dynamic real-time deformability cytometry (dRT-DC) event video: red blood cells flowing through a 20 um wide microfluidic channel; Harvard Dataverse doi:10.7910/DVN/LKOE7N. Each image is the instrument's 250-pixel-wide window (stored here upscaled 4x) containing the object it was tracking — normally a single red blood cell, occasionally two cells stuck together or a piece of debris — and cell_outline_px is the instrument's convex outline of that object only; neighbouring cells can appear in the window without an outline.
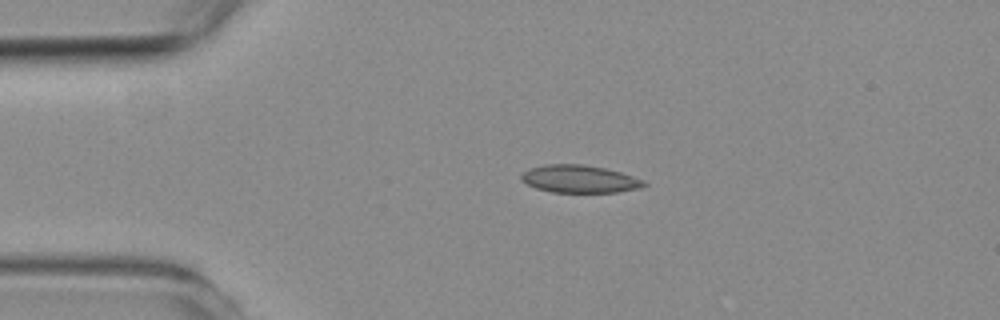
{"species": "common noctule bat (a hibernating species)", "species_latin": "Nyctalus noctula", "temperature_condition": "room temperature", "stored_images_in_passage": 5, "camera_frame_rate_fps": 3000, "um_per_image_px": 0.085, "animal": {"sex": "female", "body_mass_g": 19.3, "forearm_length_mm": 54.1}, "frame": {"image": 1, "passage_image": 2, "time_ms": 1.667, "image_size_px": [1000, 320], "cell_outline_px": [[648, 184], [644, 188], [616, 192], [552, 192], [536, 188], [520, 180], [520, 176], [528, 168], [544, 164], [580, 164], [604, 168], [620, 172], [644, 180]], "centroid_in_image_um": [49.26, 15.21], "position_along_channel_um": 35.7, "area_um2": 19.83}}
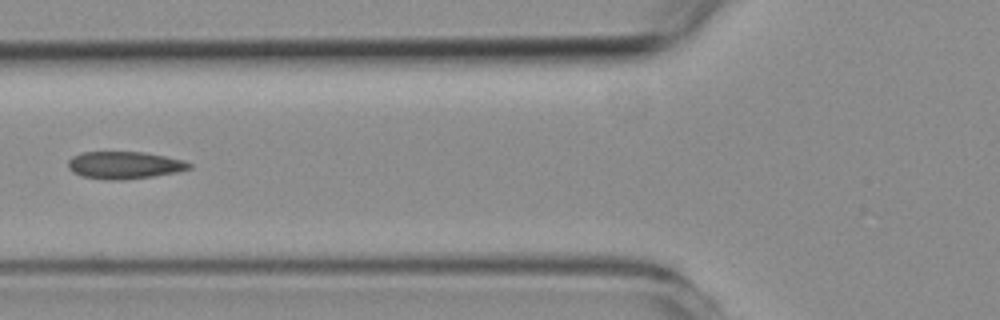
{"frame": {"image": 2, "passage_image": 4, "time_ms": 4.667, "image_size_px": [1000, 320], "cell_outline_px": [[192, 168], [176, 172], [152, 176], [124, 180], [108, 180], [80, 176], [72, 172], [68, 168], [68, 160], [72, 156], [84, 152], [144, 152], [184, 160], [192, 164]], "centroid_in_image_um": [10.55, 14.04], "position_along_channel_um": 115.2, "area_um2": 19.36}}
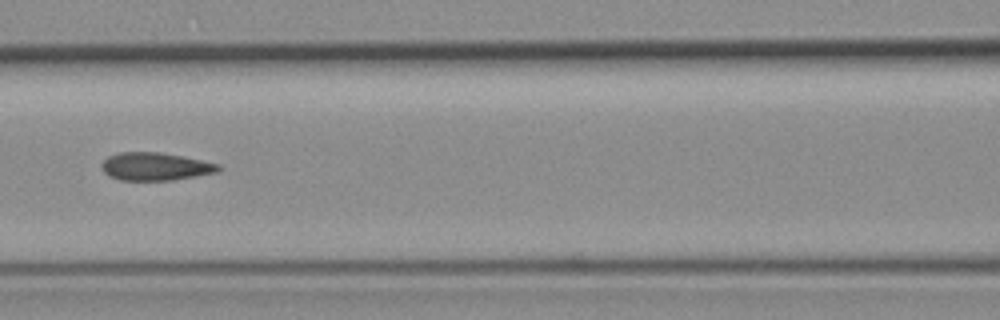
{"frame": {"image": 3, "passage_image": 5, "time_ms": 5.667, "image_size_px": [1000, 320], "cell_outline_px": [[220, 172], [172, 180], [120, 180], [108, 176], [104, 172], [100, 164], [108, 156], [120, 152], [160, 152], [184, 156], [220, 164]], "centroid_in_image_um": [13.21, 14.15], "position_along_channel_um": 153.4, "area_um2": 19.13}}